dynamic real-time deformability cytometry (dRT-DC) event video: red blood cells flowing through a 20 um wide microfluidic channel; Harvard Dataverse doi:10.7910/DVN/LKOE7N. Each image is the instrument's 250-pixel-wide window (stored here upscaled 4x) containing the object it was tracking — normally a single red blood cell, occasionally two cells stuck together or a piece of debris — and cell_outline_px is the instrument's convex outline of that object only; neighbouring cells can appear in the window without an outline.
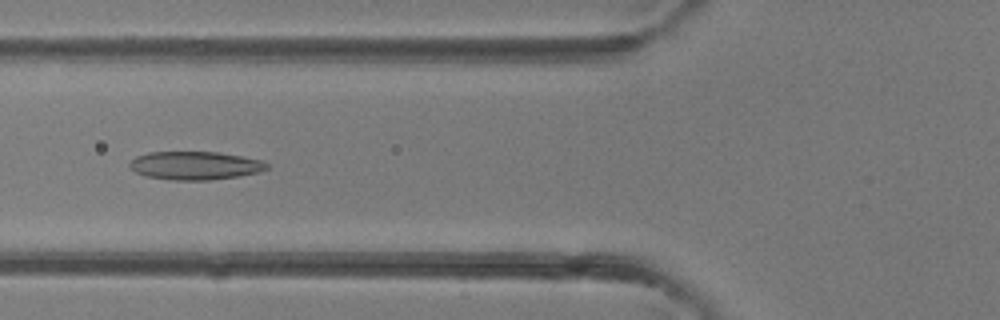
{"species": "common noctule bat (a hibernating species)", "species_latin": "Nyctalus noctula", "temperature_condition": "room temperature", "stored_images_in_passage": 5, "camera_frame_rate_fps": 3000, "um_per_image_px": 0.085, "animal": {"sex": "female"}, "frame": {"image": 1, "passage_image": 5, "time_ms": 4.667, "image_size_px": [1000, 320], "cell_outline_px": [[268, 168], [260, 172], [236, 176], [208, 180], [172, 180], [144, 176], [128, 168], [128, 164], [136, 156], [148, 152], [216, 152], [264, 160], [268, 164]], "centroid_in_image_um": [16.55, 14.07], "position_along_channel_um": 109.3, "area_um2": 22.66}}